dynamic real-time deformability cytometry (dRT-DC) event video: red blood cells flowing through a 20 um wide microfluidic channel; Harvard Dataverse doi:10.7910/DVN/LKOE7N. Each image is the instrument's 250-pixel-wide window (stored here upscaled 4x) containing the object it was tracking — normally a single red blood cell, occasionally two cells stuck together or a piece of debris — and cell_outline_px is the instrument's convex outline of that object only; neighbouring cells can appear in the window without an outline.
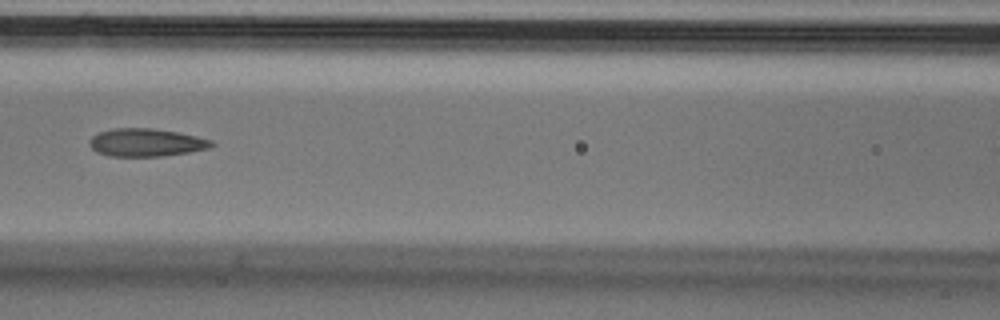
{"species": "Egyptian fruit bat (a non-hibernating species)", "species_latin": "Rousettus aegyptiacus", "temperature_condition": "cold", "stored_images_in_passage": 6, "camera_frame_rate_fps": 3000, "um_per_image_px": 0.085, "animal": {"sex": "male"}, "frame": {"image": 1, "passage_image": 4, "time_ms": 1.0, "image_size_px": [1000, 320], "cell_outline_px": [[216, 144], [208, 148], [188, 152], [160, 156], [108, 156], [96, 152], [88, 144], [88, 140], [92, 136], [100, 132], [112, 128], [152, 128], [176, 132], [196, 136], [212, 140]], "centroid_in_image_um": [12.38, 12.11], "position_along_channel_um": 154.2, "area_um2": 19.83}}
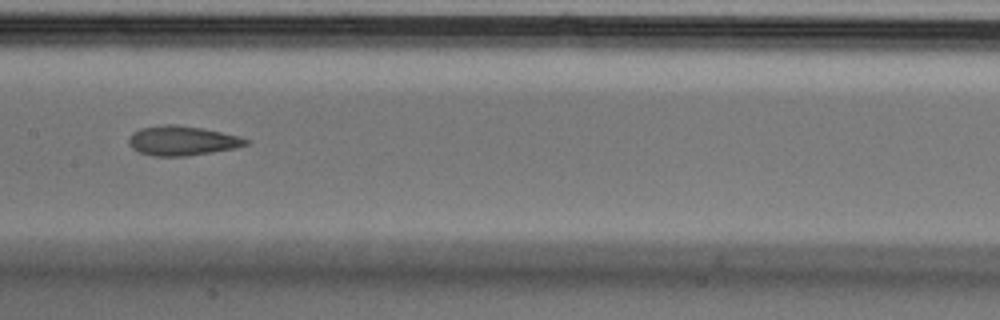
{"frame": {"image": 2, "passage_image": 5, "time_ms": 1.333, "image_size_px": [1000, 320], "cell_outline_px": [[252, 140], [248, 144], [236, 148], [212, 152], [184, 156], [152, 156], [140, 152], [132, 148], [128, 144], [128, 140], [132, 132], [140, 128], [164, 124], [168, 124], [200, 128], [240, 136]], "centroid_in_image_um": [15.48, 11.96], "position_along_channel_um": 191.9, "area_um2": 20.11}}
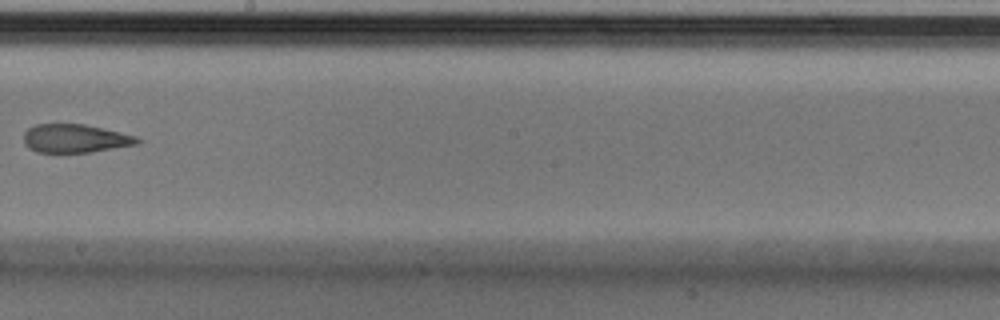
{"frame": {"image": 3, "passage_image": 6, "time_ms": 1.667, "image_size_px": [1000, 320], "cell_outline_px": [[144, 140], [140, 144], [92, 152], [36, 152], [28, 148], [24, 144], [24, 132], [28, 128], [36, 124], [84, 124], [136, 136]], "centroid_in_image_um": [6.41, 11.77], "position_along_channel_um": 241.8, "area_um2": 18.96}}